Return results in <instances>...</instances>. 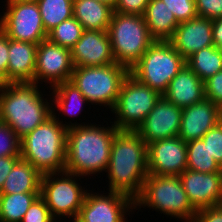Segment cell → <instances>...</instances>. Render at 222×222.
Here are the masks:
<instances>
[{"mask_svg":"<svg viewBox=\"0 0 222 222\" xmlns=\"http://www.w3.org/2000/svg\"><path fill=\"white\" fill-rule=\"evenodd\" d=\"M108 190L128 195L133 200L140 194L148 176L146 142L131 130H119L110 150V159L105 171Z\"/></svg>","mask_w":222,"mask_h":222,"instance_id":"obj_1","label":"cell"},{"mask_svg":"<svg viewBox=\"0 0 222 222\" xmlns=\"http://www.w3.org/2000/svg\"><path fill=\"white\" fill-rule=\"evenodd\" d=\"M106 124L105 127L90 122L68 129L64 171L82 178H89V175L98 177L106 171L113 138L119 131L111 120L110 126L108 122Z\"/></svg>","mask_w":222,"mask_h":222,"instance_id":"obj_2","label":"cell"},{"mask_svg":"<svg viewBox=\"0 0 222 222\" xmlns=\"http://www.w3.org/2000/svg\"><path fill=\"white\" fill-rule=\"evenodd\" d=\"M38 86L34 82L5 83L0 89V122L20 139L52 116L51 98H44Z\"/></svg>","mask_w":222,"mask_h":222,"instance_id":"obj_3","label":"cell"},{"mask_svg":"<svg viewBox=\"0 0 222 222\" xmlns=\"http://www.w3.org/2000/svg\"><path fill=\"white\" fill-rule=\"evenodd\" d=\"M68 128L53 116L20 139L21 158L42 175L65 170Z\"/></svg>","mask_w":222,"mask_h":222,"instance_id":"obj_4","label":"cell"},{"mask_svg":"<svg viewBox=\"0 0 222 222\" xmlns=\"http://www.w3.org/2000/svg\"><path fill=\"white\" fill-rule=\"evenodd\" d=\"M153 209L160 214L194 222L197 210L191 205L179 176L151 175L146 177L140 194L134 199V209ZM160 211V212H159Z\"/></svg>","mask_w":222,"mask_h":222,"instance_id":"obj_5","label":"cell"},{"mask_svg":"<svg viewBox=\"0 0 222 222\" xmlns=\"http://www.w3.org/2000/svg\"><path fill=\"white\" fill-rule=\"evenodd\" d=\"M117 64L129 70L155 41L143 16L114 12L107 30Z\"/></svg>","mask_w":222,"mask_h":222,"instance_id":"obj_6","label":"cell"},{"mask_svg":"<svg viewBox=\"0 0 222 222\" xmlns=\"http://www.w3.org/2000/svg\"><path fill=\"white\" fill-rule=\"evenodd\" d=\"M129 69L121 64L74 67L71 82L76 85L89 105H99L112 111L121 85ZM91 103V104H90Z\"/></svg>","mask_w":222,"mask_h":222,"instance_id":"obj_7","label":"cell"},{"mask_svg":"<svg viewBox=\"0 0 222 222\" xmlns=\"http://www.w3.org/2000/svg\"><path fill=\"white\" fill-rule=\"evenodd\" d=\"M185 64L186 60L169 41L155 40L129 70V74L163 95L170 81Z\"/></svg>","mask_w":222,"mask_h":222,"instance_id":"obj_8","label":"cell"},{"mask_svg":"<svg viewBox=\"0 0 222 222\" xmlns=\"http://www.w3.org/2000/svg\"><path fill=\"white\" fill-rule=\"evenodd\" d=\"M81 179V176L66 171L42 175L40 197L56 221L59 219L58 222H61L67 217L72 222L76 220L88 191L80 185L83 182Z\"/></svg>","mask_w":222,"mask_h":222,"instance_id":"obj_9","label":"cell"},{"mask_svg":"<svg viewBox=\"0 0 222 222\" xmlns=\"http://www.w3.org/2000/svg\"><path fill=\"white\" fill-rule=\"evenodd\" d=\"M162 95L149 86L140 83L132 75L124 79L117 102L111 113L115 116L113 125L118 130L135 131L154 108Z\"/></svg>","mask_w":222,"mask_h":222,"instance_id":"obj_10","label":"cell"},{"mask_svg":"<svg viewBox=\"0 0 222 222\" xmlns=\"http://www.w3.org/2000/svg\"><path fill=\"white\" fill-rule=\"evenodd\" d=\"M5 11L0 14V29L8 38L39 44L47 39L40 9L36 1H3Z\"/></svg>","mask_w":222,"mask_h":222,"instance_id":"obj_11","label":"cell"},{"mask_svg":"<svg viewBox=\"0 0 222 222\" xmlns=\"http://www.w3.org/2000/svg\"><path fill=\"white\" fill-rule=\"evenodd\" d=\"M100 192L87 191L74 222H127L126 215L130 217L134 210V200L120 192Z\"/></svg>","mask_w":222,"mask_h":222,"instance_id":"obj_12","label":"cell"},{"mask_svg":"<svg viewBox=\"0 0 222 222\" xmlns=\"http://www.w3.org/2000/svg\"><path fill=\"white\" fill-rule=\"evenodd\" d=\"M74 65L71 50L56 45L48 39L37 45L34 83L41 86L49 84V88L71 80ZM41 83V84H40Z\"/></svg>","mask_w":222,"mask_h":222,"instance_id":"obj_13","label":"cell"},{"mask_svg":"<svg viewBox=\"0 0 222 222\" xmlns=\"http://www.w3.org/2000/svg\"><path fill=\"white\" fill-rule=\"evenodd\" d=\"M148 174L179 176L187 169V143L179 136L147 145Z\"/></svg>","mask_w":222,"mask_h":222,"instance_id":"obj_14","label":"cell"},{"mask_svg":"<svg viewBox=\"0 0 222 222\" xmlns=\"http://www.w3.org/2000/svg\"><path fill=\"white\" fill-rule=\"evenodd\" d=\"M181 115L182 108L162 96L135 132L147 145L155 141L174 138L179 135Z\"/></svg>","mask_w":222,"mask_h":222,"instance_id":"obj_15","label":"cell"},{"mask_svg":"<svg viewBox=\"0 0 222 222\" xmlns=\"http://www.w3.org/2000/svg\"><path fill=\"white\" fill-rule=\"evenodd\" d=\"M179 178L196 210L222 204V172L201 173L186 169Z\"/></svg>","mask_w":222,"mask_h":222,"instance_id":"obj_16","label":"cell"},{"mask_svg":"<svg viewBox=\"0 0 222 222\" xmlns=\"http://www.w3.org/2000/svg\"><path fill=\"white\" fill-rule=\"evenodd\" d=\"M74 67L115 64L110 37L107 31L84 30L71 49Z\"/></svg>","mask_w":222,"mask_h":222,"instance_id":"obj_17","label":"cell"},{"mask_svg":"<svg viewBox=\"0 0 222 222\" xmlns=\"http://www.w3.org/2000/svg\"><path fill=\"white\" fill-rule=\"evenodd\" d=\"M222 121V109L207 98L182 109L179 137L186 143L201 139Z\"/></svg>","mask_w":222,"mask_h":222,"instance_id":"obj_18","label":"cell"},{"mask_svg":"<svg viewBox=\"0 0 222 222\" xmlns=\"http://www.w3.org/2000/svg\"><path fill=\"white\" fill-rule=\"evenodd\" d=\"M168 41L187 60L198 50L214 45L212 19L196 16L180 22Z\"/></svg>","mask_w":222,"mask_h":222,"instance_id":"obj_19","label":"cell"},{"mask_svg":"<svg viewBox=\"0 0 222 222\" xmlns=\"http://www.w3.org/2000/svg\"><path fill=\"white\" fill-rule=\"evenodd\" d=\"M162 96L183 109L205 99L204 82L185 64Z\"/></svg>","mask_w":222,"mask_h":222,"instance_id":"obj_20","label":"cell"},{"mask_svg":"<svg viewBox=\"0 0 222 222\" xmlns=\"http://www.w3.org/2000/svg\"><path fill=\"white\" fill-rule=\"evenodd\" d=\"M50 90H51L50 98H52L51 99L52 116L60 124H62L63 126H65L68 129L71 127H74V126H85V125L89 124V122L84 123L82 121H80V123H78L77 119L74 123H72L71 121H69L67 123L65 120L64 121L65 124H64L63 120L61 118H59L60 114L64 115L65 117L66 116L79 117L78 113H79V115L81 114V112L83 111L82 109H83L84 105L86 103L89 104L87 99L82 95V93L79 91V89L76 87V85L74 83H72L70 80L65 81L63 83H60V84L54 86ZM56 112H59L58 115H56L57 114ZM60 119H61V121H60Z\"/></svg>","mask_w":222,"mask_h":222,"instance_id":"obj_21","label":"cell"},{"mask_svg":"<svg viewBox=\"0 0 222 222\" xmlns=\"http://www.w3.org/2000/svg\"><path fill=\"white\" fill-rule=\"evenodd\" d=\"M37 45L9 38L7 83L34 82Z\"/></svg>","mask_w":222,"mask_h":222,"instance_id":"obj_22","label":"cell"},{"mask_svg":"<svg viewBox=\"0 0 222 222\" xmlns=\"http://www.w3.org/2000/svg\"><path fill=\"white\" fill-rule=\"evenodd\" d=\"M114 8L99 0H73V17L84 30L107 31Z\"/></svg>","mask_w":222,"mask_h":222,"instance_id":"obj_23","label":"cell"},{"mask_svg":"<svg viewBox=\"0 0 222 222\" xmlns=\"http://www.w3.org/2000/svg\"><path fill=\"white\" fill-rule=\"evenodd\" d=\"M150 35L159 41H168L179 22L161 0H150L143 15Z\"/></svg>","mask_w":222,"mask_h":222,"instance_id":"obj_24","label":"cell"},{"mask_svg":"<svg viewBox=\"0 0 222 222\" xmlns=\"http://www.w3.org/2000/svg\"><path fill=\"white\" fill-rule=\"evenodd\" d=\"M42 174L28 161L20 158L6 178L0 194L40 193Z\"/></svg>","mask_w":222,"mask_h":222,"instance_id":"obj_25","label":"cell"},{"mask_svg":"<svg viewBox=\"0 0 222 222\" xmlns=\"http://www.w3.org/2000/svg\"><path fill=\"white\" fill-rule=\"evenodd\" d=\"M186 64L204 82L222 70V54L216 46H208L192 54Z\"/></svg>","mask_w":222,"mask_h":222,"instance_id":"obj_26","label":"cell"},{"mask_svg":"<svg viewBox=\"0 0 222 222\" xmlns=\"http://www.w3.org/2000/svg\"><path fill=\"white\" fill-rule=\"evenodd\" d=\"M40 193L0 194V222H21Z\"/></svg>","mask_w":222,"mask_h":222,"instance_id":"obj_27","label":"cell"},{"mask_svg":"<svg viewBox=\"0 0 222 222\" xmlns=\"http://www.w3.org/2000/svg\"><path fill=\"white\" fill-rule=\"evenodd\" d=\"M36 2L47 34L61 22L73 17V0H37Z\"/></svg>","mask_w":222,"mask_h":222,"instance_id":"obj_28","label":"cell"},{"mask_svg":"<svg viewBox=\"0 0 222 222\" xmlns=\"http://www.w3.org/2000/svg\"><path fill=\"white\" fill-rule=\"evenodd\" d=\"M187 169L201 173L222 172L202 139L187 143Z\"/></svg>","mask_w":222,"mask_h":222,"instance_id":"obj_29","label":"cell"},{"mask_svg":"<svg viewBox=\"0 0 222 222\" xmlns=\"http://www.w3.org/2000/svg\"><path fill=\"white\" fill-rule=\"evenodd\" d=\"M83 31L82 24L75 17H72L52 29L48 33L47 39L56 45L71 50L82 36Z\"/></svg>","mask_w":222,"mask_h":222,"instance_id":"obj_30","label":"cell"},{"mask_svg":"<svg viewBox=\"0 0 222 222\" xmlns=\"http://www.w3.org/2000/svg\"><path fill=\"white\" fill-rule=\"evenodd\" d=\"M21 156L20 138L8 125L0 122V157Z\"/></svg>","mask_w":222,"mask_h":222,"instance_id":"obj_31","label":"cell"},{"mask_svg":"<svg viewBox=\"0 0 222 222\" xmlns=\"http://www.w3.org/2000/svg\"><path fill=\"white\" fill-rule=\"evenodd\" d=\"M201 139L207 144L211 157L222 168V121L209 129Z\"/></svg>","mask_w":222,"mask_h":222,"instance_id":"obj_32","label":"cell"},{"mask_svg":"<svg viewBox=\"0 0 222 222\" xmlns=\"http://www.w3.org/2000/svg\"><path fill=\"white\" fill-rule=\"evenodd\" d=\"M168 9L173 12L176 20L180 22L188 21L198 16L195 0H161Z\"/></svg>","mask_w":222,"mask_h":222,"instance_id":"obj_33","label":"cell"},{"mask_svg":"<svg viewBox=\"0 0 222 222\" xmlns=\"http://www.w3.org/2000/svg\"><path fill=\"white\" fill-rule=\"evenodd\" d=\"M21 222H58L48 209L46 202L39 196L29 207Z\"/></svg>","mask_w":222,"mask_h":222,"instance_id":"obj_34","label":"cell"},{"mask_svg":"<svg viewBox=\"0 0 222 222\" xmlns=\"http://www.w3.org/2000/svg\"><path fill=\"white\" fill-rule=\"evenodd\" d=\"M205 98L222 109V70L204 81Z\"/></svg>","mask_w":222,"mask_h":222,"instance_id":"obj_35","label":"cell"},{"mask_svg":"<svg viewBox=\"0 0 222 222\" xmlns=\"http://www.w3.org/2000/svg\"><path fill=\"white\" fill-rule=\"evenodd\" d=\"M198 16L207 19L222 17V0H195Z\"/></svg>","mask_w":222,"mask_h":222,"instance_id":"obj_36","label":"cell"},{"mask_svg":"<svg viewBox=\"0 0 222 222\" xmlns=\"http://www.w3.org/2000/svg\"><path fill=\"white\" fill-rule=\"evenodd\" d=\"M150 0H117L114 12L143 16Z\"/></svg>","mask_w":222,"mask_h":222,"instance_id":"obj_37","label":"cell"},{"mask_svg":"<svg viewBox=\"0 0 222 222\" xmlns=\"http://www.w3.org/2000/svg\"><path fill=\"white\" fill-rule=\"evenodd\" d=\"M194 222H222V204L197 210Z\"/></svg>","mask_w":222,"mask_h":222,"instance_id":"obj_38","label":"cell"},{"mask_svg":"<svg viewBox=\"0 0 222 222\" xmlns=\"http://www.w3.org/2000/svg\"><path fill=\"white\" fill-rule=\"evenodd\" d=\"M9 38L0 29V78L7 83V69L9 59Z\"/></svg>","mask_w":222,"mask_h":222,"instance_id":"obj_39","label":"cell"},{"mask_svg":"<svg viewBox=\"0 0 222 222\" xmlns=\"http://www.w3.org/2000/svg\"><path fill=\"white\" fill-rule=\"evenodd\" d=\"M21 158V156H8L0 157V191L3 184L8 177L9 173L12 171L15 163Z\"/></svg>","mask_w":222,"mask_h":222,"instance_id":"obj_40","label":"cell"},{"mask_svg":"<svg viewBox=\"0 0 222 222\" xmlns=\"http://www.w3.org/2000/svg\"><path fill=\"white\" fill-rule=\"evenodd\" d=\"M212 37L214 46L222 48V17L212 20Z\"/></svg>","mask_w":222,"mask_h":222,"instance_id":"obj_41","label":"cell"},{"mask_svg":"<svg viewBox=\"0 0 222 222\" xmlns=\"http://www.w3.org/2000/svg\"><path fill=\"white\" fill-rule=\"evenodd\" d=\"M99 1L108 4V5H110L113 8H114V6L117 3V0H99Z\"/></svg>","mask_w":222,"mask_h":222,"instance_id":"obj_42","label":"cell"},{"mask_svg":"<svg viewBox=\"0 0 222 222\" xmlns=\"http://www.w3.org/2000/svg\"><path fill=\"white\" fill-rule=\"evenodd\" d=\"M4 81L0 78V89L4 86Z\"/></svg>","mask_w":222,"mask_h":222,"instance_id":"obj_43","label":"cell"},{"mask_svg":"<svg viewBox=\"0 0 222 222\" xmlns=\"http://www.w3.org/2000/svg\"><path fill=\"white\" fill-rule=\"evenodd\" d=\"M5 1H37V0H5Z\"/></svg>","mask_w":222,"mask_h":222,"instance_id":"obj_44","label":"cell"}]
</instances>
